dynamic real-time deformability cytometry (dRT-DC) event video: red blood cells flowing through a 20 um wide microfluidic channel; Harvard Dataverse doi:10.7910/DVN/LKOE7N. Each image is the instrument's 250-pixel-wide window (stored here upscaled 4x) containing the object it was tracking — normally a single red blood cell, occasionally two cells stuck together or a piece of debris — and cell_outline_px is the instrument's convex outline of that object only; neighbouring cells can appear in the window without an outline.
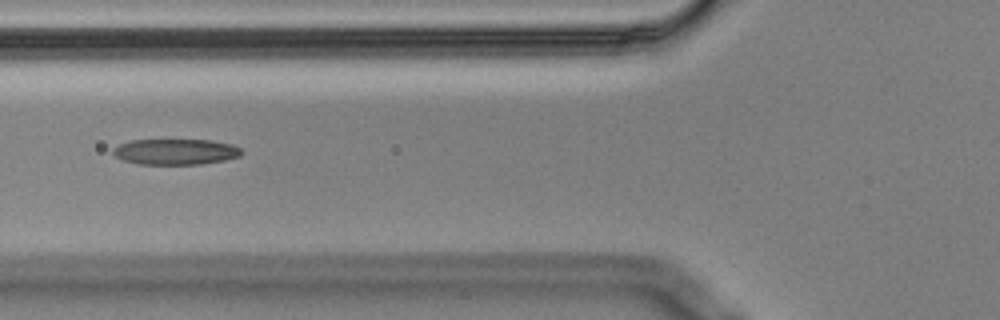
{"species": "Egyptian fruit bat (a non-hibernating species)", "species_latin": "Rousettus aegyptiacus", "temperature_condition": "cold", "stored_images_in_passage": 8, "camera_frame_rate_fps": 3000, "um_per_image_px": 0.085, "animal": {"sex": "male"}, "frame": {"image": 1, "passage_image": 5, "time_ms": 1.333, "image_size_px": [1000, 320], "cell_outline_px": [[244, 152], [240, 156], [224, 160], [200, 164], [140, 164], [124, 160], [116, 156], [112, 152], [112, 148], [120, 144], [132, 140], [208, 140], [232, 144], [240, 148]], "centroid_in_image_um": [14.94, 12.89], "position_along_channel_um": 110.9, "area_um2": 19.19}}
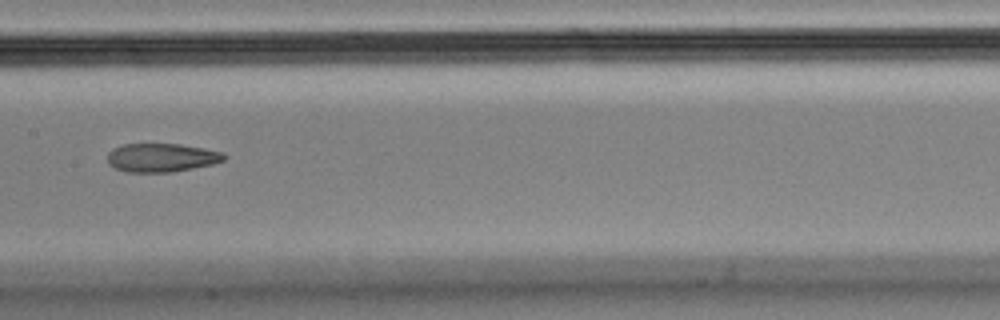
{"frame": {"image": 2, "passage_image": 7, "time_ms": 2.0, "image_size_px": [1000, 320], "cell_outline_px": [[228, 156], [224, 160], [212, 164], [172, 172], [128, 172], [116, 168], [108, 164], [108, 152], [112, 148], [124, 144], [180, 144], [204, 148], [224, 152]], "centroid_in_image_um": [13.74, 13.39], "position_along_channel_um": 193.7, "area_um2": 19.48}}
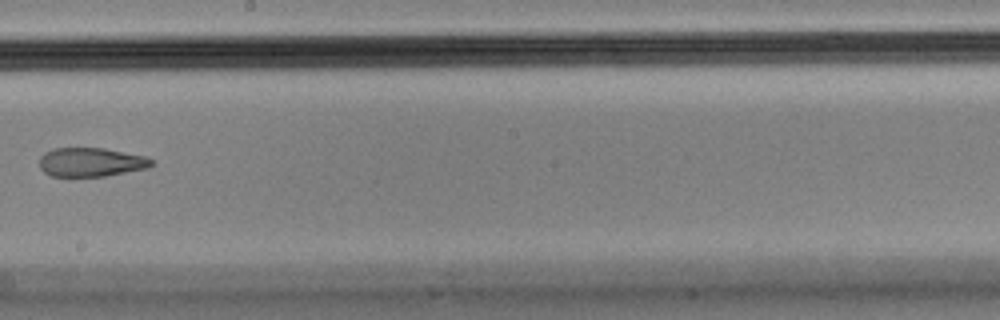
{"frame": {"image": 3, "passage_image": 8, "time_ms": 2.333, "image_size_px": [1000, 320], "cell_outline_px": [[152, 164], [148, 168], [104, 176], [52, 176], [44, 172], [40, 168], [40, 156], [44, 152], [52, 148], [104, 148], [148, 156], [152, 160]], "centroid_in_image_um": [7.73, 13.77], "position_along_channel_um": 240.5, "area_um2": 18.96}}